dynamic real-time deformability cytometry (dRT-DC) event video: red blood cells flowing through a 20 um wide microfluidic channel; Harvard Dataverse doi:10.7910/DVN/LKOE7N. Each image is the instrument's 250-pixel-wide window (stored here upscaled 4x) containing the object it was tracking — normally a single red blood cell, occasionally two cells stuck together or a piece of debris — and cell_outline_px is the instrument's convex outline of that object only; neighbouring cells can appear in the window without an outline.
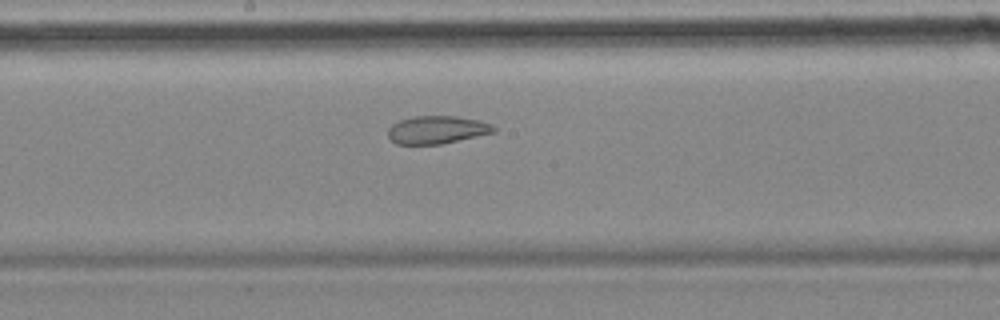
{"species": "common noctule bat (a hibernating species)", "species_latin": "Nyctalus noctula", "temperature_condition": "cold", "stored_images_in_passage": 57, "segment_of_instrument_passage": [2, 2], "camera_frame_rate_fps": 3000, "um_per_image_px": 0.085, "animal": {"sex": "female", "body_mass_g": 18.4}, "frame": {"image": 1, "passage_image": 30, "time_ms": 9.667, "image_size_px": [1000, 320], "cell_outline_px": [[496, 132], [440, 144], [396, 144], [388, 136], [388, 128], [392, 124], [400, 120], [416, 116], [456, 116], [480, 120], [492, 124], [496, 128]], "centroid_in_image_um": [37.16, 11.03], "position_along_channel_um": 211.0, "area_um2": 17.17}}
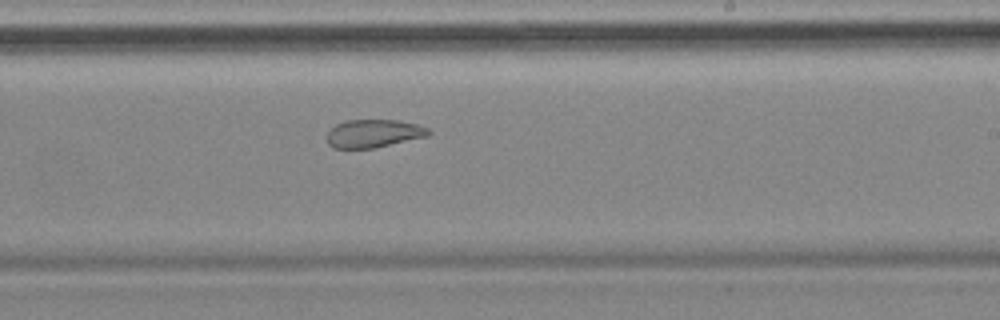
{"frame": {"image": 2, "passage_image": 34, "time_ms": 11.0, "image_size_px": [1000, 320], "cell_outline_px": [[432, 132], [428, 136], [372, 148], [332, 148], [328, 144], [328, 132], [336, 124], [344, 120], [396, 120], [420, 124], [428, 128]], "centroid_in_image_um": [31.78, 11.33], "position_along_channel_um": 257.2, "area_um2": 16.59}}
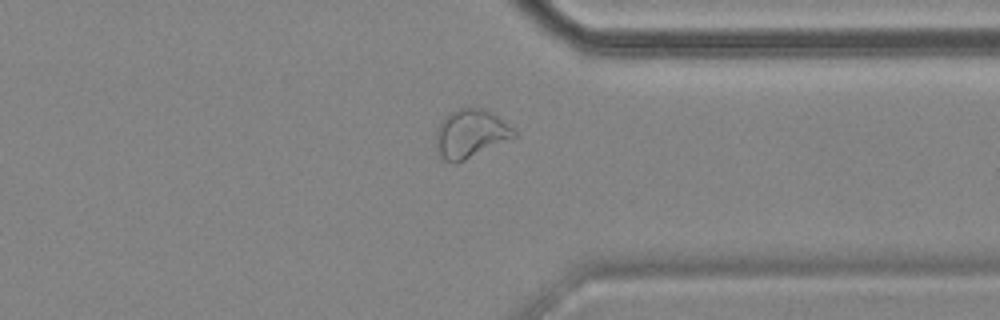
{"frame": {"image": 3, "passage_image": 44, "time_ms": 14.333, "image_size_px": [1000, 320], "cell_outline_px": [[516, 136], [456, 164], [452, 164], [444, 160], [440, 156], [436, 144], [436, 132], [444, 116], [460, 108], [484, 108], [492, 112], [512, 128], [516, 132]], "centroid_in_image_um": [39.97, 11.37], "position_along_channel_um": 371.4, "area_um2": 21.73}}